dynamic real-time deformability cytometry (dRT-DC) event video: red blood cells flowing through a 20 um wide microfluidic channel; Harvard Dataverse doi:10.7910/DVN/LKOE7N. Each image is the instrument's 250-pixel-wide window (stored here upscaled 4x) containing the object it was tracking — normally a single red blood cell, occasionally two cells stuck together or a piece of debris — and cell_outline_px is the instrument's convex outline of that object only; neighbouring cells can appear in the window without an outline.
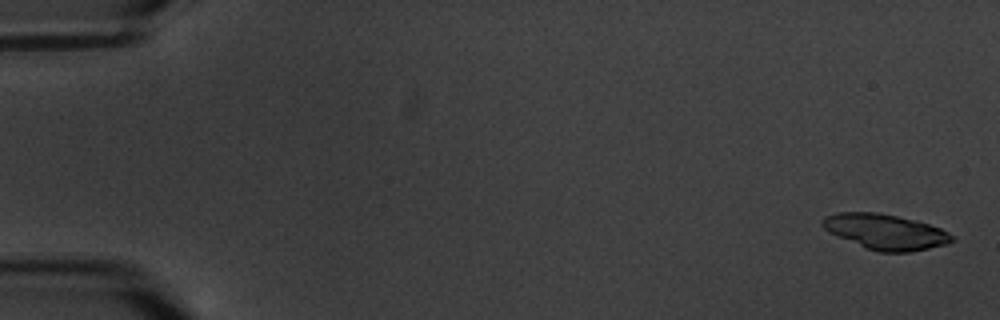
{"species": "common noctule bat (a hibernating species)", "species_latin": "Nyctalus noctula", "temperature_condition": "warm", "stored_images_in_passage": 6, "camera_frame_rate_fps": 3000, "um_per_image_px": 0.085, "animal": {"sex": "male", "body_mass_g": 20.1, "forearm_length_mm": 53.5}, "frame": {"image": 1, "passage_image": 1, "time_ms": 0.0, "image_size_px": [1000, 320], "cell_outline_px": [[956, 240], [944, 244], [928, 248], [908, 252], [880, 252], [864, 248], [828, 232], [820, 224], [820, 220], [824, 216], [836, 212], [876, 212], [916, 220], [940, 228], [956, 236]], "centroid_in_image_um": [75.22, 19.69], "position_along_channel_um": 9.8, "area_um2": 26.82}}
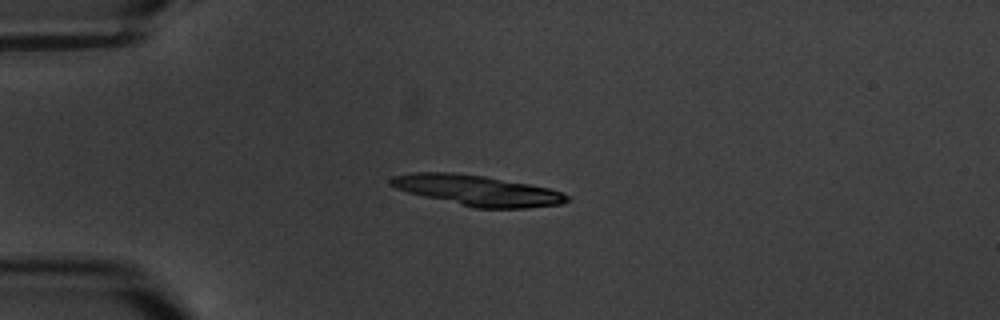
{"frame": {"image": 2, "passage_image": 5, "time_ms": 4.667, "image_size_px": [1000, 320], "cell_outline_px": [[572, 200], [560, 204], [528, 208], [476, 208], [424, 196], [408, 192], [396, 188], [388, 184], [388, 180], [392, 176], [416, 172], [448, 172], [484, 176], [528, 184], [548, 188], [560, 192], [568, 196]], "centroid_in_image_um": [40.56, 16.19], "position_along_channel_um": 44.4, "area_um2": 30.98}}